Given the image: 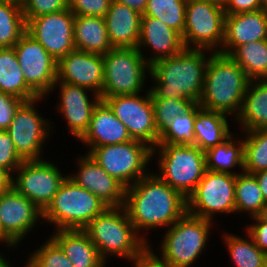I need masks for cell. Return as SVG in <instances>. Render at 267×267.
<instances>
[{"instance_id": "1", "label": "cell", "mask_w": 267, "mask_h": 267, "mask_svg": "<svg viewBox=\"0 0 267 267\" xmlns=\"http://www.w3.org/2000/svg\"><path fill=\"white\" fill-rule=\"evenodd\" d=\"M124 207L137 233L149 244L141 232L169 228L187 212V199L152 171L126 188Z\"/></svg>"}, {"instance_id": "2", "label": "cell", "mask_w": 267, "mask_h": 267, "mask_svg": "<svg viewBox=\"0 0 267 267\" xmlns=\"http://www.w3.org/2000/svg\"><path fill=\"white\" fill-rule=\"evenodd\" d=\"M214 52L206 49H184L180 54L150 65L151 98L199 102L207 63Z\"/></svg>"}, {"instance_id": "3", "label": "cell", "mask_w": 267, "mask_h": 267, "mask_svg": "<svg viewBox=\"0 0 267 267\" xmlns=\"http://www.w3.org/2000/svg\"><path fill=\"white\" fill-rule=\"evenodd\" d=\"M83 230L106 262L112 256L134 263L149 251V244L135 230L124 206L107 207Z\"/></svg>"}, {"instance_id": "4", "label": "cell", "mask_w": 267, "mask_h": 267, "mask_svg": "<svg viewBox=\"0 0 267 267\" xmlns=\"http://www.w3.org/2000/svg\"><path fill=\"white\" fill-rule=\"evenodd\" d=\"M250 79L229 56L214 52L207 63L200 107L231 115L240 113Z\"/></svg>"}, {"instance_id": "5", "label": "cell", "mask_w": 267, "mask_h": 267, "mask_svg": "<svg viewBox=\"0 0 267 267\" xmlns=\"http://www.w3.org/2000/svg\"><path fill=\"white\" fill-rule=\"evenodd\" d=\"M215 222L186 212L168 229H165L159 254L149 244V252L162 264L169 267H191L206 251L210 229ZM159 255V256H158Z\"/></svg>"}, {"instance_id": "6", "label": "cell", "mask_w": 267, "mask_h": 267, "mask_svg": "<svg viewBox=\"0 0 267 267\" xmlns=\"http://www.w3.org/2000/svg\"><path fill=\"white\" fill-rule=\"evenodd\" d=\"M154 155L159 171L155 174L187 199L206 171L205 152L196 145L158 143L152 158Z\"/></svg>"}, {"instance_id": "7", "label": "cell", "mask_w": 267, "mask_h": 267, "mask_svg": "<svg viewBox=\"0 0 267 267\" xmlns=\"http://www.w3.org/2000/svg\"><path fill=\"white\" fill-rule=\"evenodd\" d=\"M107 207L97 196L67 176L42 212V220L55 226L54 230H83Z\"/></svg>"}, {"instance_id": "8", "label": "cell", "mask_w": 267, "mask_h": 267, "mask_svg": "<svg viewBox=\"0 0 267 267\" xmlns=\"http://www.w3.org/2000/svg\"><path fill=\"white\" fill-rule=\"evenodd\" d=\"M104 82L101 100L143 93L150 65L137 48H113L103 55Z\"/></svg>"}, {"instance_id": "9", "label": "cell", "mask_w": 267, "mask_h": 267, "mask_svg": "<svg viewBox=\"0 0 267 267\" xmlns=\"http://www.w3.org/2000/svg\"><path fill=\"white\" fill-rule=\"evenodd\" d=\"M222 3L214 0H187L185 29L182 40L185 49H222L225 28Z\"/></svg>"}, {"instance_id": "10", "label": "cell", "mask_w": 267, "mask_h": 267, "mask_svg": "<svg viewBox=\"0 0 267 267\" xmlns=\"http://www.w3.org/2000/svg\"><path fill=\"white\" fill-rule=\"evenodd\" d=\"M152 151L146 143L132 139L122 144L95 147L89 155L127 188L151 172L147 166L152 162Z\"/></svg>"}, {"instance_id": "11", "label": "cell", "mask_w": 267, "mask_h": 267, "mask_svg": "<svg viewBox=\"0 0 267 267\" xmlns=\"http://www.w3.org/2000/svg\"><path fill=\"white\" fill-rule=\"evenodd\" d=\"M43 99L45 101V97L25 101L16 111L11 124L6 130L18 155L24 161L45 159L43 149L46 145L45 142L47 139L49 140L53 131V123L51 119L48 120L41 115L36 108L39 107L38 103Z\"/></svg>"}, {"instance_id": "12", "label": "cell", "mask_w": 267, "mask_h": 267, "mask_svg": "<svg viewBox=\"0 0 267 267\" xmlns=\"http://www.w3.org/2000/svg\"><path fill=\"white\" fill-rule=\"evenodd\" d=\"M187 212L212 222L219 213L236 214L235 175L206 170L187 198Z\"/></svg>"}, {"instance_id": "13", "label": "cell", "mask_w": 267, "mask_h": 267, "mask_svg": "<svg viewBox=\"0 0 267 267\" xmlns=\"http://www.w3.org/2000/svg\"><path fill=\"white\" fill-rule=\"evenodd\" d=\"M54 163L52 159L23 161L13 174L12 186L42 212L68 176Z\"/></svg>"}, {"instance_id": "14", "label": "cell", "mask_w": 267, "mask_h": 267, "mask_svg": "<svg viewBox=\"0 0 267 267\" xmlns=\"http://www.w3.org/2000/svg\"><path fill=\"white\" fill-rule=\"evenodd\" d=\"M141 94L111 96L104 101L126 126L133 140L142 141L154 148L158 145L159 135L149 88L144 95Z\"/></svg>"}, {"instance_id": "15", "label": "cell", "mask_w": 267, "mask_h": 267, "mask_svg": "<svg viewBox=\"0 0 267 267\" xmlns=\"http://www.w3.org/2000/svg\"><path fill=\"white\" fill-rule=\"evenodd\" d=\"M26 84L39 96L48 97L57 81V62L25 32L14 46Z\"/></svg>"}, {"instance_id": "16", "label": "cell", "mask_w": 267, "mask_h": 267, "mask_svg": "<svg viewBox=\"0 0 267 267\" xmlns=\"http://www.w3.org/2000/svg\"><path fill=\"white\" fill-rule=\"evenodd\" d=\"M74 17V13L69 8L38 16L26 23V32L58 62L75 50Z\"/></svg>"}, {"instance_id": "17", "label": "cell", "mask_w": 267, "mask_h": 267, "mask_svg": "<svg viewBox=\"0 0 267 267\" xmlns=\"http://www.w3.org/2000/svg\"><path fill=\"white\" fill-rule=\"evenodd\" d=\"M40 221L42 211L13 186L0 192V224L17 248Z\"/></svg>"}, {"instance_id": "18", "label": "cell", "mask_w": 267, "mask_h": 267, "mask_svg": "<svg viewBox=\"0 0 267 267\" xmlns=\"http://www.w3.org/2000/svg\"><path fill=\"white\" fill-rule=\"evenodd\" d=\"M56 89L60 91L59 102L56 103L57 113L67 122L69 134L79 141L87 132L93 110L101 97L87 88L66 82H56L51 94ZM89 93L93 98H89Z\"/></svg>"}, {"instance_id": "19", "label": "cell", "mask_w": 267, "mask_h": 267, "mask_svg": "<svg viewBox=\"0 0 267 267\" xmlns=\"http://www.w3.org/2000/svg\"><path fill=\"white\" fill-rule=\"evenodd\" d=\"M76 159V172L67 174L70 179L93 193L108 207L124 206L126 187L121 182L111 177L88 153Z\"/></svg>"}, {"instance_id": "20", "label": "cell", "mask_w": 267, "mask_h": 267, "mask_svg": "<svg viewBox=\"0 0 267 267\" xmlns=\"http://www.w3.org/2000/svg\"><path fill=\"white\" fill-rule=\"evenodd\" d=\"M87 88L101 95L104 82L103 55L74 50L57 62V81Z\"/></svg>"}, {"instance_id": "21", "label": "cell", "mask_w": 267, "mask_h": 267, "mask_svg": "<svg viewBox=\"0 0 267 267\" xmlns=\"http://www.w3.org/2000/svg\"><path fill=\"white\" fill-rule=\"evenodd\" d=\"M144 48L148 53L151 52L148 56L143 52ZM137 49L148 64L152 65L158 60L180 54L185 46L182 36L177 31L155 17L142 16Z\"/></svg>"}, {"instance_id": "22", "label": "cell", "mask_w": 267, "mask_h": 267, "mask_svg": "<svg viewBox=\"0 0 267 267\" xmlns=\"http://www.w3.org/2000/svg\"><path fill=\"white\" fill-rule=\"evenodd\" d=\"M267 39V13L263 10L226 14L222 54L229 55L236 47Z\"/></svg>"}, {"instance_id": "23", "label": "cell", "mask_w": 267, "mask_h": 267, "mask_svg": "<svg viewBox=\"0 0 267 267\" xmlns=\"http://www.w3.org/2000/svg\"><path fill=\"white\" fill-rule=\"evenodd\" d=\"M131 140L126 126L115 116L109 105L100 100L93 110L89 128L79 142L89 147V154L95 147L122 144Z\"/></svg>"}, {"instance_id": "24", "label": "cell", "mask_w": 267, "mask_h": 267, "mask_svg": "<svg viewBox=\"0 0 267 267\" xmlns=\"http://www.w3.org/2000/svg\"><path fill=\"white\" fill-rule=\"evenodd\" d=\"M142 15L127 5L112 0L104 16L113 48H137Z\"/></svg>"}, {"instance_id": "25", "label": "cell", "mask_w": 267, "mask_h": 267, "mask_svg": "<svg viewBox=\"0 0 267 267\" xmlns=\"http://www.w3.org/2000/svg\"><path fill=\"white\" fill-rule=\"evenodd\" d=\"M54 231L49 237L61 248L73 267H106L108 264L84 230Z\"/></svg>"}, {"instance_id": "26", "label": "cell", "mask_w": 267, "mask_h": 267, "mask_svg": "<svg viewBox=\"0 0 267 267\" xmlns=\"http://www.w3.org/2000/svg\"><path fill=\"white\" fill-rule=\"evenodd\" d=\"M74 47L76 50L105 55L113 49L103 17H74Z\"/></svg>"}, {"instance_id": "27", "label": "cell", "mask_w": 267, "mask_h": 267, "mask_svg": "<svg viewBox=\"0 0 267 267\" xmlns=\"http://www.w3.org/2000/svg\"><path fill=\"white\" fill-rule=\"evenodd\" d=\"M235 120L243 132L267 128V86L260 80H250Z\"/></svg>"}, {"instance_id": "28", "label": "cell", "mask_w": 267, "mask_h": 267, "mask_svg": "<svg viewBox=\"0 0 267 267\" xmlns=\"http://www.w3.org/2000/svg\"><path fill=\"white\" fill-rule=\"evenodd\" d=\"M228 115L200 107L194 122L195 145L202 151L221 144L232 132Z\"/></svg>"}, {"instance_id": "29", "label": "cell", "mask_w": 267, "mask_h": 267, "mask_svg": "<svg viewBox=\"0 0 267 267\" xmlns=\"http://www.w3.org/2000/svg\"><path fill=\"white\" fill-rule=\"evenodd\" d=\"M235 135L237 136V134L232 133L221 144L205 151L206 170L231 175H237L238 172H243L244 142L243 138H239V134L238 137ZM235 167H239L242 170L239 171L238 169L236 171Z\"/></svg>"}, {"instance_id": "30", "label": "cell", "mask_w": 267, "mask_h": 267, "mask_svg": "<svg viewBox=\"0 0 267 267\" xmlns=\"http://www.w3.org/2000/svg\"><path fill=\"white\" fill-rule=\"evenodd\" d=\"M0 92L24 101L39 97L26 84L14 47L0 48Z\"/></svg>"}, {"instance_id": "31", "label": "cell", "mask_w": 267, "mask_h": 267, "mask_svg": "<svg viewBox=\"0 0 267 267\" xmlns=\"http://www.w3.org/2000/svg\"><path fill=\"white\" fill-rule=\"evenodd\" d=\"M247 237L225 231L223 241L229 253V258L235 267H267V253L263 252L246 233Z\"/></svg>"}, {"instance_id": "32", "label": "cell", "mask_w": 267, "mask_h": 267, "mask_svg": "<svg viewBox=\"0 0 267 267\" xmlns=\"http://www.w3.org/2000/svg\"><path fill=\"white\" fill-rule=\"evenodd\" d=\"M229 56L245 71L250 80H260L267 73V39L242 44Z\"/></svg>"}, {"instance_id": "33", "label": "cell", "mask_w": 267, "mask_h": 267, "mask_svg": "<svg viewBox=\"0 0 267 267\" xmlns=\"http://www.w3.org/2000/svg\"><path fill=\"white\" fill-rule=\"evenodd\" d=\"M264 205L265 200L255 175L244 171L235 175L236 213H247L249 218H253Z\"/></svg>"}, {"instance_id": "34", "label": "cell", "mask_w": 267, "mask_h": 267, "mask_svg": "<svg viewBox=\"0 0 267 267\" xmlns=\"http://www.w3.org/2000/svg\"><path fill=\"white\" fill-rule=\"evenodd\" d=\"M243 133V171L254 174L267 170V128Z\"/></svg>"}, {"instance_id": "35", "label": "cell", "mask_w": 267, "mask_h": 267, "mask_svg": "<svg viewBox=\"0 0 267 267\" xmlns=\"http://www.w3.org/2000/svg\"><path fill=\"white\" fill-rule=\"evenodd\" d=\"M186 3L187 0H147L142 16L155 17L182 36L185 29Z\"/></svg>"}, {"instance_id": "36", "label": "cell", "mask_w": 267, "mask_h": 267, "mask_svg": "<svg viewBox=\"0 0 267 267\" xmlns=\"http://www.w3.org/2000/svg\"><path fill=\"white\" fill-rule=\"evenodd\" d=\"M25 32L26 22L22 9L0 3V48L14 47Z\"/></svg>"}, {"instance_id": "37", "label": "cell", "mask_w": 267, "mask_h": 267, "mask_svg": "<svg viewBox=\"0 0 267 267\" xmlns=\"http://www.w3.org/2000/svg\"><path fill=\"white\" fill-rule=\"evenodd\" d=\"M199 108L197 103L188 113L178 115L159 136L158 143L195 145L194 122Z\"/></svg>"}, {"instance_id": "38", "label": "cell", "mask_w": 267, "mask_h": 267, "mask_svg": "<svg viewBox=\"0 0 267 267\" xmlns=\"http://www.w3.org/2000/svg\"><path fill=\"white\" fill-rule=\"evenodd\" d=\"M155 125L160 136L178 115L188 113L197 103L191 100L151 98Z\"/></svg>"}, {"instance_id": "39", "label": "cell", "mask_w": 267, "mask_h": 267, "mask_svg": "<svg viewBox=\"0 0 267 267\" xmlns=\"http://www.w3.org/2000/svg\"><path fill=\"white\" fill-rule=\"evenodd\" d=\"M27 261L24 267H73L61 248L50 237L32 254L29 253Z\"/></svg>"}, {"instance_id": "40", "label": "cell", "mask_w": 267, "mask_h": 267, "mask_svg": "<svg viewBox=\"0 0 267 267\" xmlns=\"http://www.w3.org/2000/svg\"><path fill=\"white\" fill-rule=\"evenodd\" d=\"M68 8V0H27L22 11L25 22L32 18L57 13Z\"/></svg>"}, {"instance_id": "41", "label": "cell", "mask_w": 267, "mask_h": 267, "mask_svg": "<svg viewBox=\"0 0 267 267\" xmlns=\"http://www.w3.org/2000/svg\"><path fill=\"white\" fill-rule=\"evenodd\" d=\"M112 0H68V8L79 16L103 17L109 10Z\"/></svg>"}, {"instance_id": "42", "label": "cell", "mask_w": 267, "mask_h": 267, "mask_svg": "<svg viewBox=\"0 0 267 267\" xmlns=\"http://www.w3.org/2000/svg\"><path fill=\"white\" fill-rule=\"evenodd\" d=\"M23 161L8 132L0 131V167L5 168L13 175Z\"/></svg>"}, {"instance_id": "43", "label": "cell", "mask_w": 267, "mask_h": 267, "mask_svg": "<svg viewBox=\"0 0 267 267\" xmlns=\"http://www.w3.org/2000/svg\"><path fill=\"white\" fill-rule=\"evenodd\" d=\"M24 102L17 97L0 92V131L8 129L16 111Z\"/></svg>"}, {"instance_id": "44", "label": "cell", "mask_w": 267, "mask_h": 267, "mask_svg": "<svg viewBox=\"0 0 267 267\" xmlns=\"http://www.w3.org/2000/svg\"><path fill=\"white\" fill-rule=\"evenodd\" d=\"M250 219L252 223L246 224V232L253 238L255 244L267 253V223L262 222L257 216Z\"/></svg>"}, {"instance_id": "45", "label": "cell", "mask_w": 267, "mask_h": 267, "mask_svg": "<svg viewBox=\"0 0 267 267\" xmlns=\"http://www.w3.org/2000/svg\"><path fill=\"white\" fill-rule=\"evenodd\" d=\"M222 5L225 14H237L261 10V0H224Z\"/></svg>"}, {"instance_id": "46", "label": "cell", "mask_w": 267, "mask_h": 267, "mask_svg": "<svg viewBox=\"0 0 267 267\" xmlns=\"http://www.w3.org/2000/svg\"><path fill=\"white\" fill-rule=\"evenodd\" d=\"M132 265L134 267H169L160 263L149 251Z\"/></svg>"}, {"instance_id": "47", "label": "cell", "mask_w": 267, "mask_h": 267, "mask_svg": "<svg viewBox=\"0 0 267 267\" xmlns=\"http://www.w3.org/2000/svg\"><path fill=\"white\" fill-rule=\"evenodd\" d=\"M115 1L127 5L129 8L137 11L141 15H143L147 6V0H115Z\"/></svg>"}, {"instance_id": "48", "label": "cell", "mask_w": 267, "mask_h": 267, "mask_svg": "<svg viewBox=\"0 0 267 267\" xmlns=\"http://www.w3.org/2000/svg\"><path fill=\"white\" fill-rule=\"evenodd\" d=\"M13 175L3 167H0V192L12 187Z\"/></svg>"}, {"instance_id": "49", "label": "cell", "mask_w": 267, "mask_h": 267, "mask_svg": "<svg viewBox=\"0 0 267 267\" xmlns=\"http://www.w3.org/2000/svg\"><path fill=\"white\" fill-rule=\"evenodd\" d=\"M254 175L257 179L265 203H267V170L254 173Z\"/></svg>"}, {"instance_id": "50", "label": "cell", "mask_w": 267, "mask_h": 267, "mask_svg": "<svg viewBox=\"0 0 267 267\" xmlns=\"http://www.w3.org/2000/svg\"><path fill=\"white\" fill-rule=\"evenodd\" d=\"M1 242L7 246V250L8 248L9 250H11V248L17 249V246L4 234L3 228L0 224V245L2 244Z\"/></svg>"}, {"instance_id": "51", "label": "cell", "mask_w": 267, "mask_h": 267, "mask_svg": "<svg viewBox=\"0 0 267 267\" xmlns=\"http://www.w3.org/2000/svg\"><path fill=\"white\" fill-rule=\"evenodd\" d=\"M27 0H0V3L11 4L23 9Z\"/></svg>"}, {"instance_id": "52", "label": "cell", "mask_w": 267, "mask_h": 267, "mask_svg": "<svg viewBox=\"0 0 267 267\" xmlns=\"http://www.w3.org/2000/svg\"><path fill=\"white\" fill-rule=\"evenodd\" d=\"M1 252L2 251H0V267H15L13 264H10L11 260L9 261V259L3 255L4 253Z\"/></svg>"}, {"instance_id": "53", "label": "cell", "mask_w": 267, "mask_h": 267, "mask_svg": "<svg viewBox=\"0 0 267 267\" xmlns=\"http://www.w3.org/2000/svg\"><path fill=\"white\" fill-rule=\"evenodd\" d=\"M257 217L262 221L267 223V203L261 208V211L257 215Z\"/></svg>"}, {"instance_id": "54", "label": "cell", "mask_w": 267, "mask_h": 267, "mask_svg": "<svg viewBox=\"0 0 267 267\" xmlns=\"http://www.w3.org/2000/svg\"><path fill=\"white\" fill-rule=\"evenodd\" d=\"M261 10L267 13V0H261Z\"/></svg>"}, {"instance_id": "55", "label": "cell", "mask_w": 267, "mask_h": 267, "mask_svg": "<svg viewBox=\"0 0 267 267\" xmlns=\"http://www.w3.org/2000/svg\"><path fill=\"white\" fill-rule=\"evenodd\" d=\"M260 81L267 86V73L260 79Z\"/></svg>"}, {"instance_id": "56", "label": "cell", "mask_w": 267, "mask_h": 267, "mask_svg": "<svg viewBox=\"0 0 267 267\" xmlns=\"http://www.w3.org/2000/svg\"><path fill=\"white\" fill-rule=\"evenodd\" d=\"M214 1H217L219 3H223L224 0H214Z\"/></svg>"}]
</instances>
